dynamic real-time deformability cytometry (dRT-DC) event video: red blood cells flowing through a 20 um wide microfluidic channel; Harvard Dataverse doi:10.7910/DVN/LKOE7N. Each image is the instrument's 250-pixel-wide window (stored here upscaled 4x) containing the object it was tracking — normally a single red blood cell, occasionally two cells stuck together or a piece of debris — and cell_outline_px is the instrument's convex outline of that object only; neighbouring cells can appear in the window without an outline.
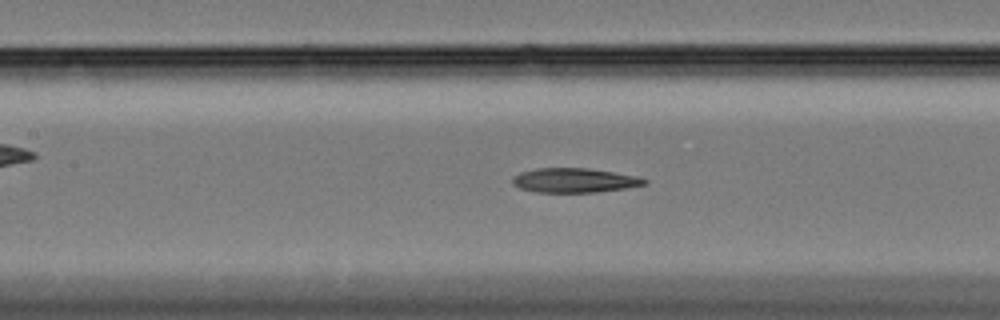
{"species": "Egyptian fruit bat (a non-hibernating species)", "species_latin": "Rousettus aegyptiacus", "temperature_condition": "cold", "stored_images_in_passage": 51, "camera_frame_rate_fps": 3000, "um_per_image_px": 0.085, "animal": {"sex": "female"}, "frame": {"image": 1, "passage_image": 19, "time_ms": 6.0, "image_size_px": [1000, 320], "cell_outline_px": [[648, 184], [624, 188], [596, 192], [536, 192], [520, 188], [512, 184], [512, 176], [520, 172], [536, 168], [588, 168], [636, 176], [648, 180]], "centroid_in_image_um": [48.79, 15.32], "position_along_channel_um": 158.6, "area_um2": 18.73}}
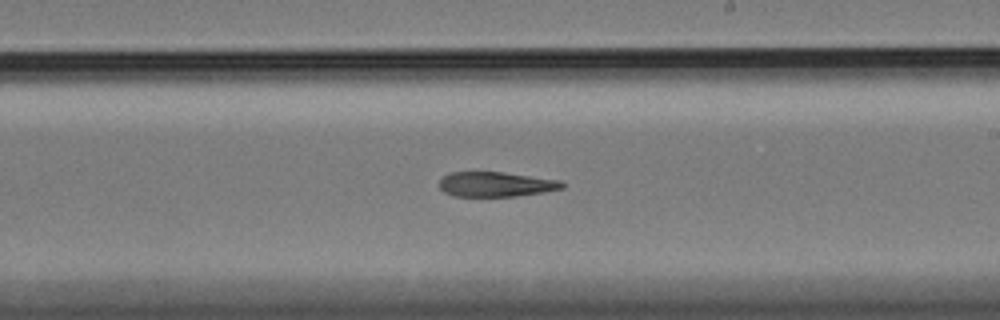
{"frame": {"image": 2, "passage_image": 27, "time_ms": 8.667, "image_size_px": [1000, 320], "cell_outline_px": [[564, 188], [544, 192], [516, 196], [452, 196], [444, 192], [440, 188], [440, 180], [444, 176], [452, 172], [504, 172], [560, 180], [564, 184]], "centroid_in_image_um": [42.16, 15.66], "position_along_channel_um": 246.8, "area_um2": 17.74}}
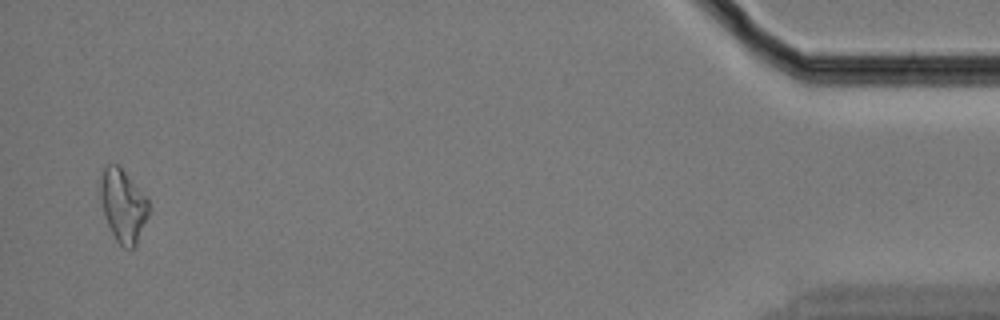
{"frame": {"image": 3, "passage_image": 50, "time_ms": 16.333, "image_size_px": [1000, 320], "cell_outline_px": [[148, 216], [136, 248], [124, 248], [116, 240], [104, 216], [100, 196], [100, 188], [104, 168], [108, 164], [120, 164], [148, 200]], "centroid_in_image_um": [10.47, 17.49], "position_along_channel_um": 424.7, "area_um2": 20.46}}